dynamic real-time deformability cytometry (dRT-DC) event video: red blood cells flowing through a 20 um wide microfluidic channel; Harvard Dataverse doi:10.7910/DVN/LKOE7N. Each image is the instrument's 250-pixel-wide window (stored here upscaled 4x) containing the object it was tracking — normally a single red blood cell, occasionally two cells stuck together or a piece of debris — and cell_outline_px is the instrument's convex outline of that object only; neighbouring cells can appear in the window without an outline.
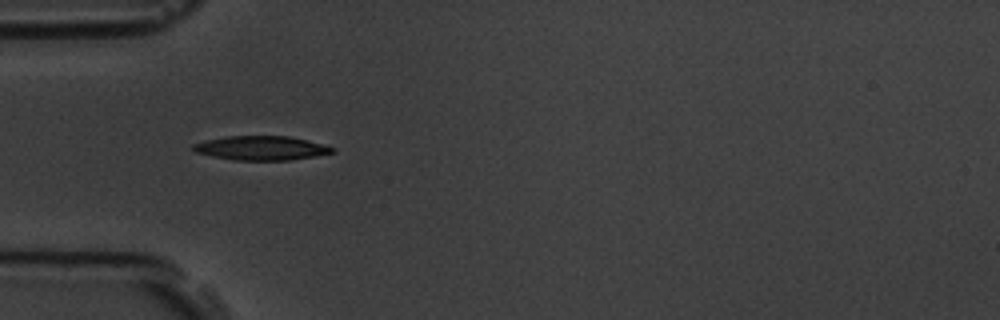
{"species": "common noctule bat (a hibernating species)", "species_latin": "Nyctalus noctula", "temperature_condition": "room temperature", "stored_images_in_passage": 15, "camera_frame_rate_fps": 3000, "um_per_image_px": 0.085, "animal": {"sex": "male", "body_mass_g": 19.5, "forearm_length_mm": 54.6}, "frame": {"image": 1, "passage_image": 5, "time_ms": 4.333, "image_size_px": [1000, 320], "cell_outline_px": [[336, 152], [316, 156], [292, 160], [236, 160], [212, 156], [196, 152], [192, 148], [192, 144], [208, 140], [228, 136], [288, 136], [336, 148]], "centroid_in_image_um": [22.22, 12.59], "position_along_channel_um": 62.8, "area_um2": 19.36}}
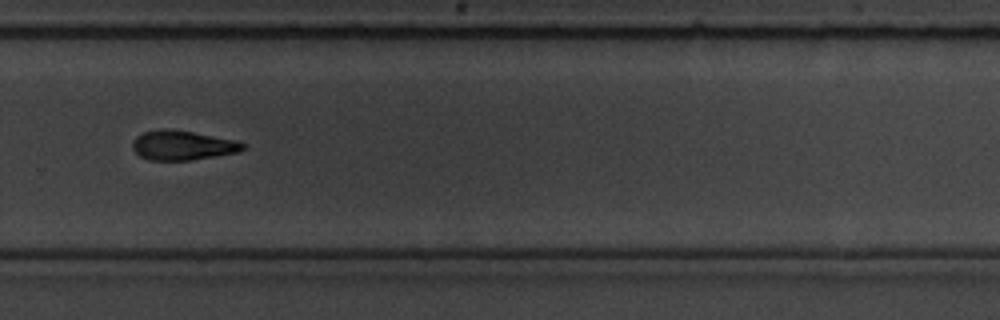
{"frame": {"image": 2, "passage_image": 11, "time_ms": 11.0, "image_size_px": [1000, 320], "cell_outline_px": [[244, 148], [240, 152], [192, 160], [148, 160], [140, 156], [132, 148], [132, 144], [136, 136], [144, 132], [160, 128], [164, 128], [192, 132], [236, 140], [244, 144]], "centroid_in_image_um": [15.5, 12.35], "position_along_channel_um": 314.3, "area_um2": 18.96}}
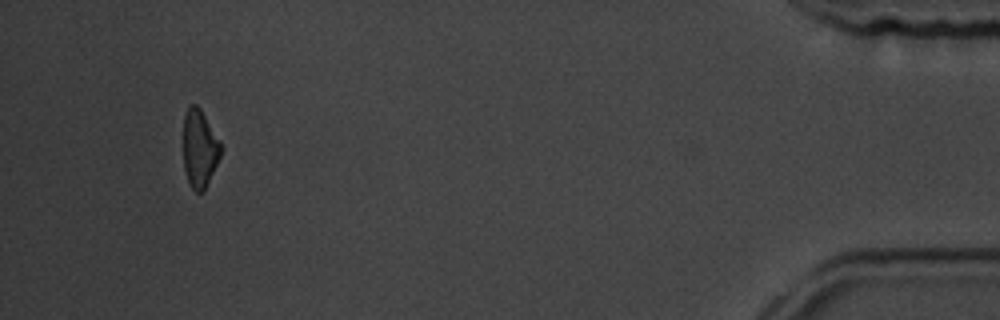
{"frame": {"image": 3, "passage_image": 15, "time_ms": 15.667, "image_size_px": [1000, 320], "cell_outline_px": [[224, 148], [204, 192], [196, 192], [192, 188], [188, 180], [184, 168], [184, 116], [188, 108], [192, 104], [196, 104], [200, 108], [220, 140]], "centroid_in_image_um": [16.99, 12.63], "position_along_channel_um": 418.2, "area_um2": 17.05}, "authors_computed_cell_mechanics": {"area_um2": 18.3226, "velocity_mm_per_s": 3.7983, "shape_relaxation_time_tau1_ms": 10.8453, "shape_relaxation_time_tau2_ms": null, "deformation_change_tau1": 0.1652, "deformation_change_tau2": null}}